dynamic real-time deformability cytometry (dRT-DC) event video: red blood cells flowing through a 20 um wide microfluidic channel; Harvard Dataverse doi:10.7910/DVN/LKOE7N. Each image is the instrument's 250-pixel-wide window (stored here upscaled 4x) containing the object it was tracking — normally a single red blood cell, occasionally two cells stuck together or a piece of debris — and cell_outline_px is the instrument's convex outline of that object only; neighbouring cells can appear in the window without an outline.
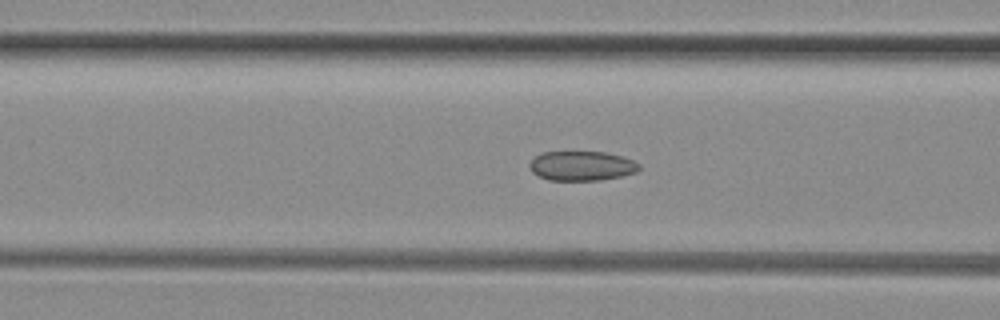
{"species": "common noctule bat (a hibernating species)", "species_latin": "Nyctalus noctula", "temperature_condition": "room temperature", "stored_images_in_passage": 36, "camera_frame_rate_fps": 3000, "um_per_image_px": 0.085, "animal": {"sex": "female", "body_mass_g": 29.2, "forearm_length_mm": 56.3}, "frame": {"image": 1, "passage_image": 9, "time_ms": 2.667, "image_size_px": [1000, 320], "cell_outline_px": [[640, 168], [636, 172], [620, 176], [600, 180], [548, 180], [532, 172], [528, 164], [540, 152], [604, 152], [624, 156], [640, 164]], "centroid_in_image_um": [49.45, 14.09], "position_along_channel_um": 117.2, "area_um2": 18.84}}
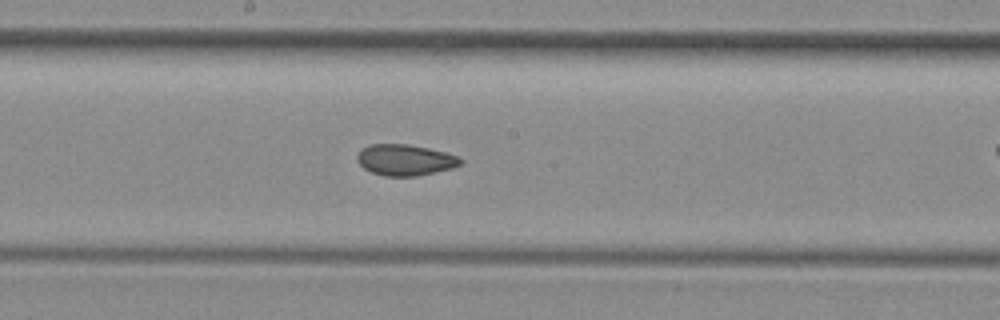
{"frame": {"image": 2, "passage_image": 16, "time_ms": 5.0, "image_size_px": [1000, 320], "cell_outline_px": [[464, 160], [460, 164], [452, 168], [416, 176], [384, 176], [372, 172], [364, 168], [356, 160], [356, 156], [360, 148], [368, 144], [408, 144], [428, 148], [444, 152], [456, 156]], "centroid_in_image_um": [34.38, 13.58], "position_along_channel_um": 213.8, "area_um2": 18.73}}
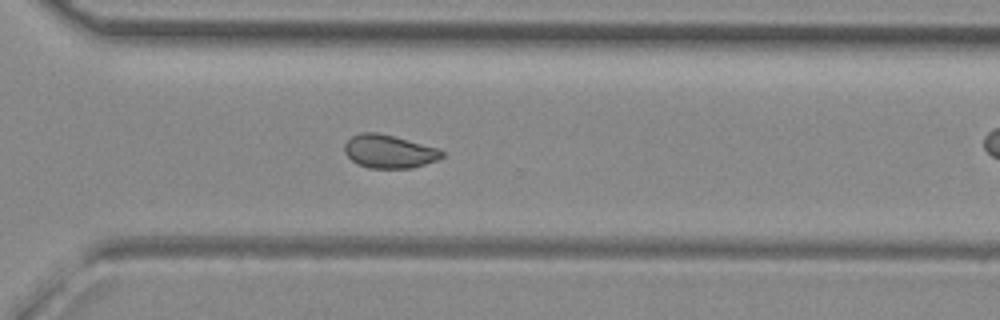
{"frame": {"image": 3, "passage_image": 25, "time_ms": 8.0, "image_size_px": [1000, 320], "cell_outline_px": [[444, 156], [436, 160], [412, 168], [368, 168], [356, 164], [344, 152], [344, 144], [352, 136], [360, 132], [376, 132], [392, 136], [436, 148], [444, 152]], "centroid_in_image_um": [33.02, 12.88], "position_along_channel_um": 337.6, "area_um2": 18.67}, "authors_computed_cell_mechanics": {"area_um2": 18.8717, "velocity_mm_per_s": 4.1333, "shape_relaxation_time_tau1_ms": null, "shape_relaxation_time_tau2_ms": 1.6198, "deformation_change_tau1": null, "deformation_change_tau2": 0.0632}}